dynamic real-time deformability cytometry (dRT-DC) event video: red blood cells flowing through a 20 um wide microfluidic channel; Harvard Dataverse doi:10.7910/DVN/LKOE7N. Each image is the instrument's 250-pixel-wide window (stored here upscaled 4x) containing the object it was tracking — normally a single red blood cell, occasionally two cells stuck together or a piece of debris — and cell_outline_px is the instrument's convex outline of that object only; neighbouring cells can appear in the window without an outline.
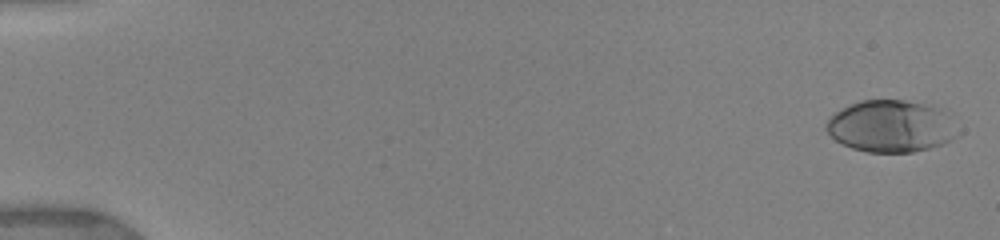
{"species": "human", "species_latin": "Homo sapiens", "temperature_condition": "warm", "stored_images_in_passage": 10, "camera_frame_rate_fps": 3000, "um_per_image_px": 0.085, "donor": {"sex": "female"}, "frame": {"image": 1, "passage_image": 1, "time_ms": 0.0, "image_size_px": [1000, 240], "cell_outline_px": [[964, 132], [940, 144], [928, 148], [912, 152], [868, 152], [852, 148], [836, 140], [824, 128], [824, 124], [828, 116], [860, 100], [904, 100], [920, 104], [944, 112]], "centroid_in_image_um": [75.71, 10.74], "position_along_channel_um": 9.3, "area_um2": 39.48}}
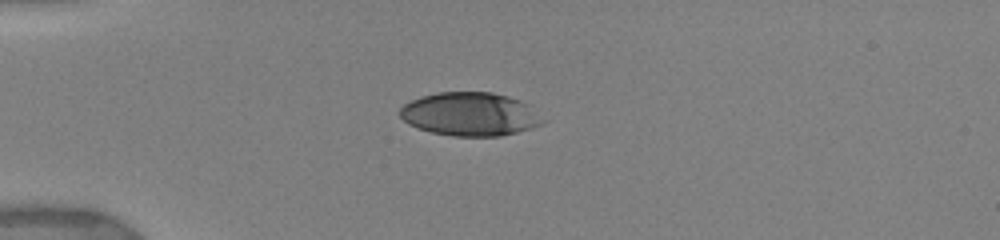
{"frame": {"image": 2, "passage_image": 5, "time_ms": 4.333, "image_size_px": [1000, 240], "cell_outline_px": [[548, 120], [544, 124], [532, 128], [500, 136], [452, 136], [432, 132], [408, 124], [400, 116], [400, 108], [404, 104], [420, 96], [436, 92], [492, 92], [508, 96], [520, 100], [528, 104]], "centroid_in_image_um": [40.0, 9.7], "position_along_channel_um": 45.0, "area_um2": 36.47}}
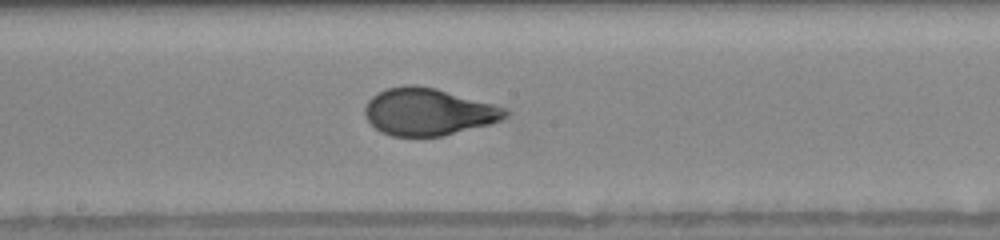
{"frame": {"image": 3, "passage_image": 10, "time_ms": 9.333, "image_size_px": [1000, 240], "cell_outline_px": [[508, 116], [500, 120], [488, 124], [440, 136], [392, 136], [380, 132], [364, 116], [364, 108], [368, 100], [372, 96], [388, 88], [408, 84], [412, 84], [436, 88], [492, 104], [504, 108], [508, 112]], "centroid_in_image_um": [36.35, 9.5], "position_along_channel_um": 211.9, "area_um2": 38.15}}